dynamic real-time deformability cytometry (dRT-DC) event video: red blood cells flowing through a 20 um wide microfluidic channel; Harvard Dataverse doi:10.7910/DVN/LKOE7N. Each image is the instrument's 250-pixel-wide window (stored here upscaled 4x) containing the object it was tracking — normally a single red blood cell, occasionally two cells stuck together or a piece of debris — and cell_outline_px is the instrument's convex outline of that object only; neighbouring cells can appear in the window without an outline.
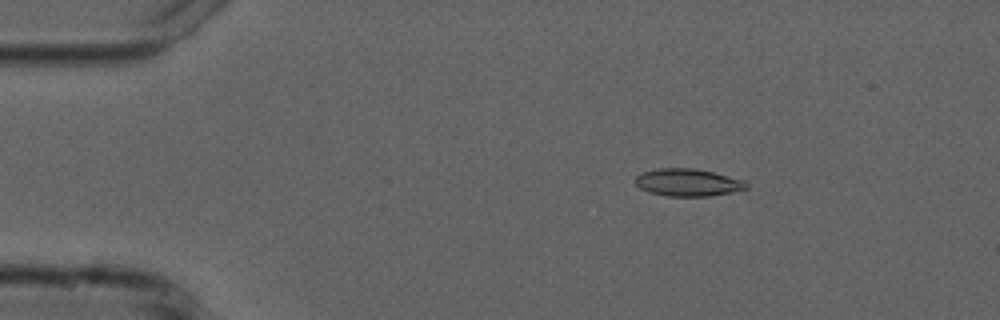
{"species": "common noctule bat (a hibernating species)", "species_latin": "Nyctalus noctula", "temperature_condition": "cold", "stored_images_in_passage": 5, "camera_frame_rate_fps": 3000, "um_per_image_px": 0.085, "animal": {"sex": "male", "forearm_length_mm": 52.5}, "frame": {"image": 1, "passage_image": 3, "time_ms": 2.0, "image_size_px": [1000, 320], "cell_outline_px": [[748, 188], [732, 192], [708, 196], [668, 196], [648, 192], [640, 188], [632, 180], [640, 172], [660, 168], [696, 168], [744, 180], [748, 184]], "centroid_in_image_um": [58.43, 15.5], "position_along_channel_um": 26.6, "area_um2": 17.86}}